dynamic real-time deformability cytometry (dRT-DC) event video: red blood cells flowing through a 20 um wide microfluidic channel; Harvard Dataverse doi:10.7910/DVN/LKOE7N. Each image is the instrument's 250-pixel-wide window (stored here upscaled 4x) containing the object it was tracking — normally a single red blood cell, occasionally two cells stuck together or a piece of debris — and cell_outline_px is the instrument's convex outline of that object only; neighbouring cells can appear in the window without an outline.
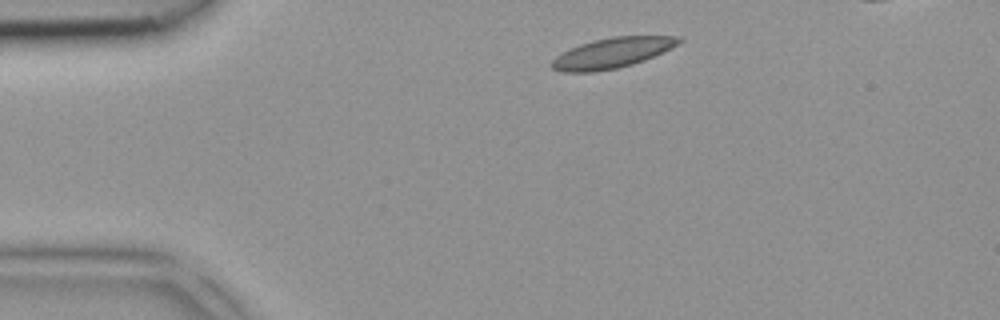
{"species": "common noctule bat (a hibernating species)", "species_latin": "Nyctalus noctula", "temperature_condition": "room temperature", "stored_images_in_passage": 2, "camera_frame_rate_fps": 3000, "um_per_image_px": 0.085, "animal": {"sex": "female", "body_mass_g": 18.4}, "frame": {"image": 1, "passage_image": 1, "time_ms": 0.0, "image_size_px": [1000, 320], "cell_outline_px": [[684, 40], [680, 44], [664, 52], [644, 60], [632, 64], [616, 68], [592, 72], [560, 72], [552, 68], [552, 60], [560, 52], [580, 44], [592, 40], [612, 36], [680, 36]], "centroid_in_image_um": [52.05, 4.49], "position_along_channel_um": 32.9, "area_um2": 22.6}}